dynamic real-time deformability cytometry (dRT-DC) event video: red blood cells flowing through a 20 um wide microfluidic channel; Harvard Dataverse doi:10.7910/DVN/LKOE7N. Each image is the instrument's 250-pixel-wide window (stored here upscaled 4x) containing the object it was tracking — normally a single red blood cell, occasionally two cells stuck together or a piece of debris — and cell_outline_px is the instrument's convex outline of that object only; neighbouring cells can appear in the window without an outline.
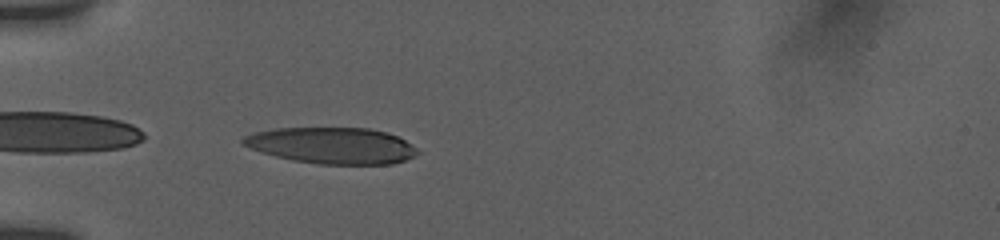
{"species": "human", "species_latin": "Homo sapiens", "temperature_condition": "room temperature", "stored_images_in_passage": 9, "camera_frame_rate_fps": 3000, "um_per_image_px": 0.085, "donor": {"sex": "female"}, "frame": {"image": 1, "passage_image": 1, "time_ms": 0.0, "image_size_px": [1000, 240], "cell_outline_px": [[420, 152], [404, 160], [392, 164], [316, 164], [292, 160], [260, 152], [240, 144], [240, 140], [244, 136], [256, 132], [276, 128], [368, 128], [384, 132], [396, 136], [404, 140], [416, 148]], "centroid_in_image_um": [28.16, 12.37], "position_along_channel_um": 56.8, "area_um2": 36.76}}
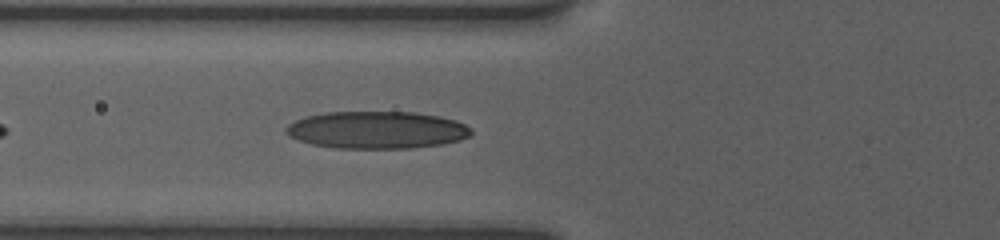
{"frame": {"image": 2, "passage_image": 7, "time_ms": 1.333, "image_size_px": [1000, 240], "cell_outline_px": [[472, 132], [468, 136], [460, 140], [444, 144], [412, 148], [332, 148], [312, 144], [288, 136], [284, 132], [288, 124], [304, 116], [328, 112], [412, 112], [436, 116], [452, 120], [464, 124]], "centroid_in_image_um": [31.97, 11.05], "position_along_channel_um": 93.8, "area_um2": 40.11}}